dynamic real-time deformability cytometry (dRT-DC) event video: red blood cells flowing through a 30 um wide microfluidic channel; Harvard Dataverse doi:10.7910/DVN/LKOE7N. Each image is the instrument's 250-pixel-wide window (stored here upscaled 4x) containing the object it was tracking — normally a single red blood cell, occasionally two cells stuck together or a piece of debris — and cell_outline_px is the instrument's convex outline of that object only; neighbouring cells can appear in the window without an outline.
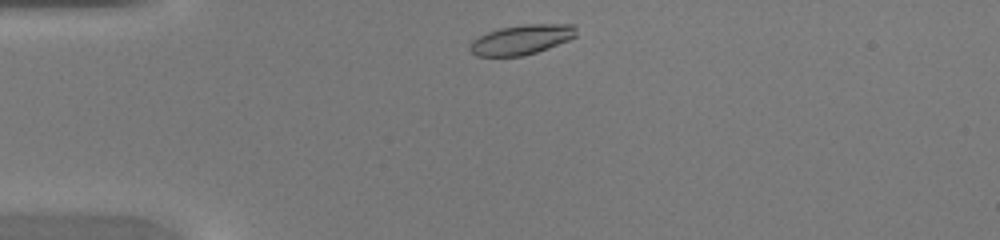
{"species": "common noctule bat (a hibernating species)", "species_latin": "Nyctalus noctula", "temperature_condition": "warm", "stored_images_in_passage": 35, "camera_frame_rate_fps": 3000, "um_per_image_px": 0.085, "animal": {"sex": "female", "body_mass_g": 20.0, "forearm_length_mm": 54.0}, "frame": {"image": 1, "passage_image": 1, "time_ms": 0.0, "image_size_px": [1000, 240], "cell_outline_px": [[576, 36], [568, 40], [548, 48], [524, 56], [476, 56], [468, 48], [472, 40], [488, 32], [500, 28], [524, 24], [576, 24]], "centroid_in_image_um": [44.33, 3.36], "position_along_channel_um": 40.7, "area_um2": 18.44}}
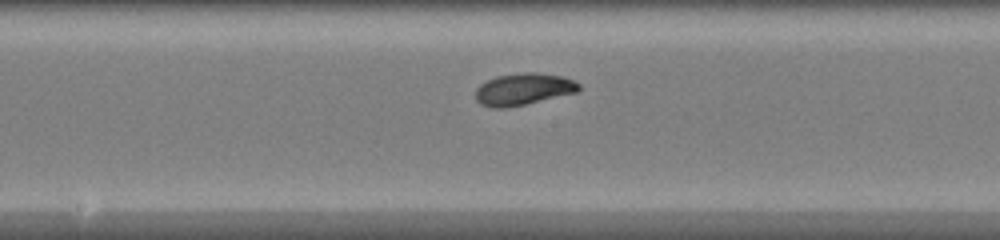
{"frame": {"image": 2, "passage_image": 14, "time_ms": 4.333, "image_size_px": [1000, 240], "cell_outline_px": [[580, 88], [576, 92], [524, 104], [504, 108], [492, 108], [480, 104], [476, 100], [476, 88], [480, 84], [496, 76], [524, 72], [536, 72], [560, 76], [572, 80], [580, 84]], "centroid_in_image_um": [44.44, 7.58], "position_along_channel_um": 203.8, "area_um2": 18.96}}
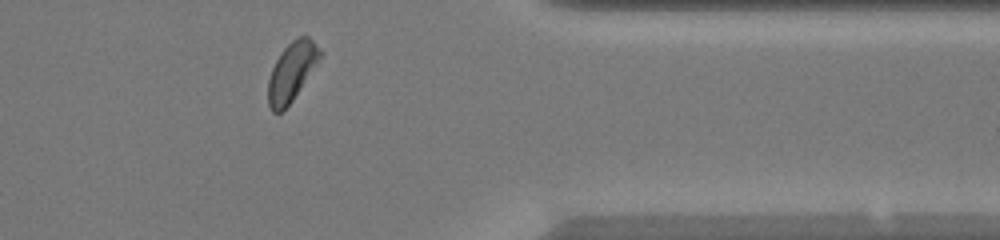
{"frame": {"image": 3, "passage_image": 27, "time_ms": 8.667, "image_size_px": [1000, 240], "cell_outline_px": [[324, 52], [292, 100], [280, 112], [272, 112], [268, 104], [268, 80], [272, 68], [280, 52], [292, 40], [300, 36], [308, 36]], "centroid_in_image_um": [24.79, 6.06], "position_along_channel_um": 386.6, "area_um2": 17.4}}